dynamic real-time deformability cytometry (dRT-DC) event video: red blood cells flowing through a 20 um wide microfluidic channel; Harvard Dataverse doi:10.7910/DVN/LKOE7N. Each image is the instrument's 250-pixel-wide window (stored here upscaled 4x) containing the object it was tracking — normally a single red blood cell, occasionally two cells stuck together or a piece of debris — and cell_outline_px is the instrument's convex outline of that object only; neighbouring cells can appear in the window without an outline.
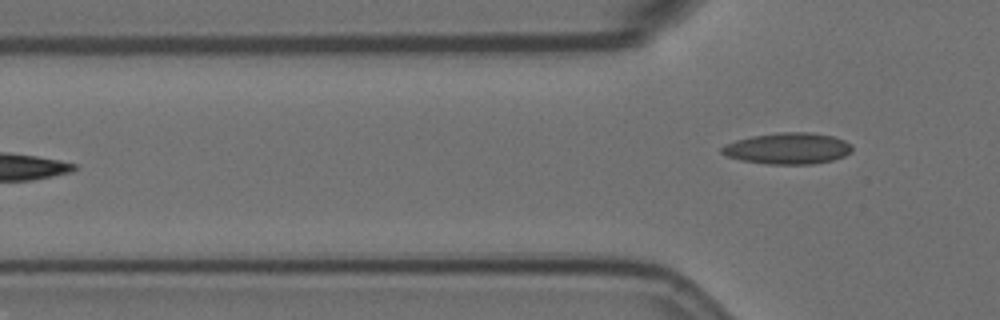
{"species": "Egyptian fruit bat (a non-hibernating species)", "species_latin": "Rousettus aegyptiacus", "temperature_condition": "room temperature", "stored_images_in_passage": 6, "camera_frame_rate_fps": 3000, "um_per_image_px": 0.085, "animal": {"sex": "female"}, "frame": {"image": 1, "passage_image": 6, "time_ms": 7.0, "image_size_px": [1000, 320], "cell_outline_px": [[852, 152], [844, 156], [832, 160], [812, 164], [768, 164], [740, 160], [728, 156], [720, 152], [720, 148], [724, 144], [736, 140], [752, 136], [776, 132], [808, 132], [832, 136], [844, 140], [852, 144]], "centroid_in_image_um": [66.95, 12.61], "position_along_channel_um": 58.8, "area_um2": 23.87}}